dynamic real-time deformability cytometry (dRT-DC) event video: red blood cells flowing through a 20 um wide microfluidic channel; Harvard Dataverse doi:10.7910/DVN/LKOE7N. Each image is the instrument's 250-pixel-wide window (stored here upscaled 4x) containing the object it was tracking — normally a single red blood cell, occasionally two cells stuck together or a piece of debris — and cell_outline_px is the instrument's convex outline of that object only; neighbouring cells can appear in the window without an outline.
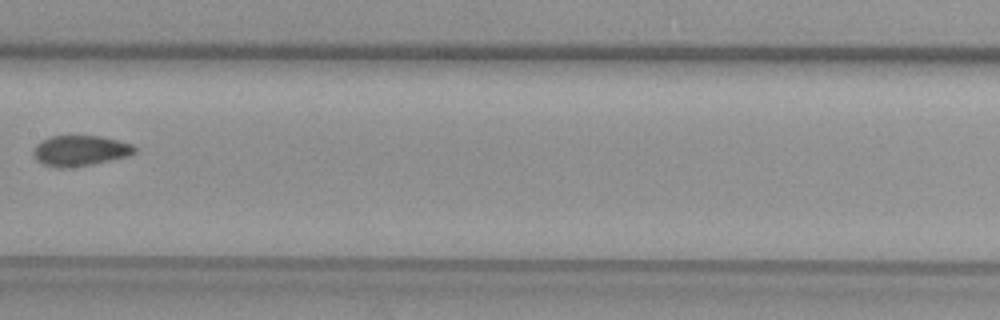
{"species": "common noctule bat (a hibernating species)", "species_latin": "Nyctalus noctula", "temperature_condition": "warm", "stored_images_in_passage": 8, "camera_frame_rate_fps": 3000, "um_per_image_px": 0.085, "animal": {"sex": "female", "body_mass_g": 29.2, "forearm_length_mm": 56.3}, "frame": {"image": 1, "passage_image": 8, "time_ms": 2.333, "image_size_px": [1000, 320], "cell_outline_px": [[136, 152], [128, 156], [92, 164], [68, 168], [56, 168], [40, 164], [32, 156], [32, 152], [36, 144], [40, 140], [48, 136], [100, 136], [132, 144], [136, 148]], "centroid_in_image_um": [6.74, 12.81], "position_along_channel_um": 200.7, "area_um2": 18.26}}